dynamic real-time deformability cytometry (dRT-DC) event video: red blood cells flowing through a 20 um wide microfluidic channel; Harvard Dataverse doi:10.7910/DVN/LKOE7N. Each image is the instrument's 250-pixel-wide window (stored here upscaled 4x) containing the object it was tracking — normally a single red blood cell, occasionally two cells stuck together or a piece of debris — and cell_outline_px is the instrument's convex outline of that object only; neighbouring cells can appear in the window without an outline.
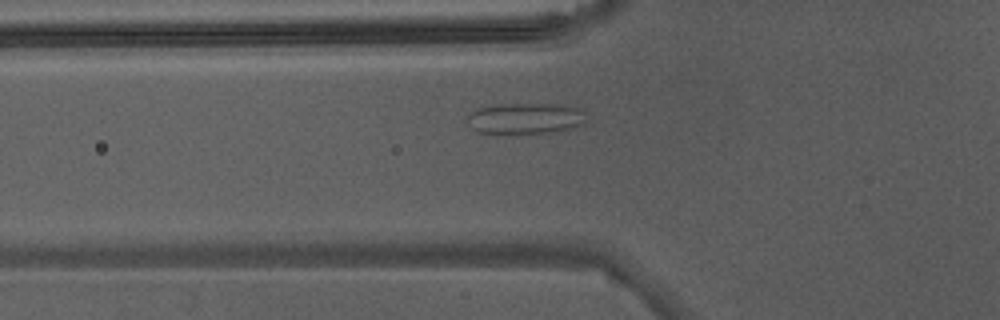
{"species": "Egyptian fruit bat (a non-hibernating species)", "species_latin": "Rousettus aegyptiacus", "temperature_condition": "warm", "stored_images_in_passage": 12, "camera_frame_rate_fps": 3000, "um_per_image_px": 0.085, "animal": {"sex": "male"}, "frame": {"image": 1, "passage_image": 5, "time_ms": 1.333, "image_size_px": [1000, 320], "cell_outline_px": [[584, 124], [576, 128], [552, 132], [476, 132], [472, 128], [468, 116], [472, 112], [480, 108], [496, 104], [556, 104], [580, 108], [584, 112]], "centroid_in_image_um": [44.72, 10.05], "position_along_channel_um": 81.1, "area_um2": 21.04}}
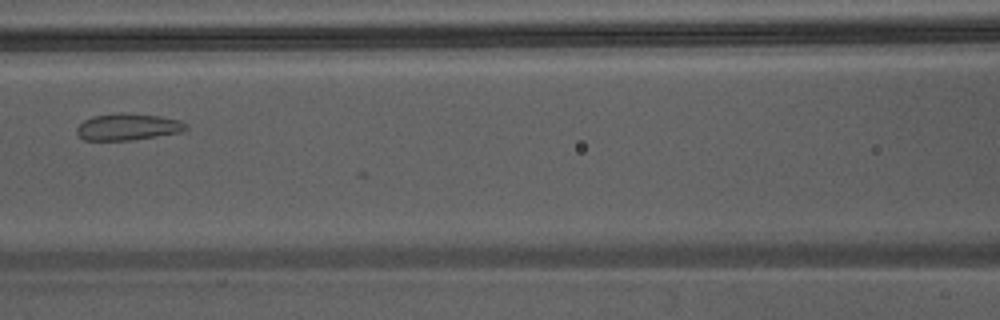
{"frame": {"image": 2, "passage_image": 10, "time_ms": 3.0, "image_size_px": [1000, 320], "cell_outline_px": [[188, 128], [180, 132], [132, 140], [84, 140], [76, 132], [76, 128], [84, 120], [92, 116], [120, 112], [124, 112], [160, 116], [180, 120], [188, 124]], "centroid_in_image_um": [10.87, 10.77], "position_along_channel_um": 155.7, "area_um2": 17.05}}